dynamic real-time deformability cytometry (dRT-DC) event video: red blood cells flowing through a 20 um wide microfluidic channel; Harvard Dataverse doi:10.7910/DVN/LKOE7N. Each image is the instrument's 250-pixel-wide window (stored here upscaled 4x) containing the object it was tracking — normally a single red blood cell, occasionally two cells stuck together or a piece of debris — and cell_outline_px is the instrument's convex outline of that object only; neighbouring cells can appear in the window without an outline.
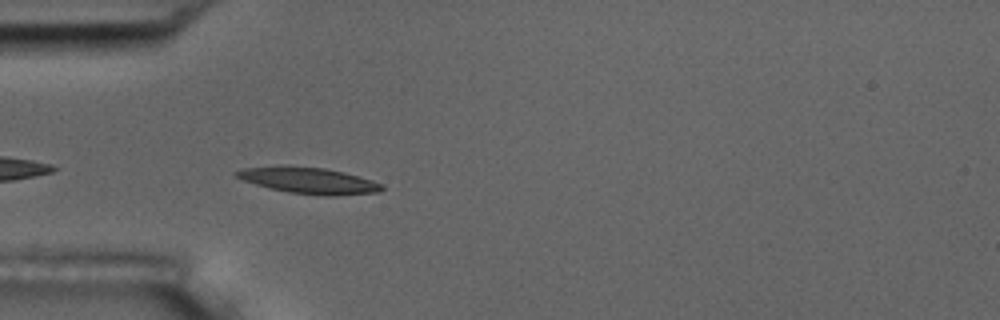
{"species": "common noctule bat (a hibernating species)", "species_latin": "Nyctalus noctula", "temperature_condition": "room temperature", "stored_images_in_passage": 5, "camera_frame_rate_fps": 3000, "um_per_image_px": 0.085, "animal": {"sex": "male", "body_mass_g": 17.5, "forearm_length_mm": 52.3}, "frame": {"image": 1, "passage_image": 5, "time_ms": 4.667, "image_size_px": [1000, 320], "cell_outline_px": [[384, 188], [380, 192], [332, 196], [324, 196], [288, 192], [268, 188], [244, 180], [236, 176], [232, 172], [244, 168], [324, 168], [344, 172], [372, 180], [384, 184]], "centroid_in_image_um": [26.35, 15.39], "position_along_channel_um": 58.7, "area_um2": 21.44}}